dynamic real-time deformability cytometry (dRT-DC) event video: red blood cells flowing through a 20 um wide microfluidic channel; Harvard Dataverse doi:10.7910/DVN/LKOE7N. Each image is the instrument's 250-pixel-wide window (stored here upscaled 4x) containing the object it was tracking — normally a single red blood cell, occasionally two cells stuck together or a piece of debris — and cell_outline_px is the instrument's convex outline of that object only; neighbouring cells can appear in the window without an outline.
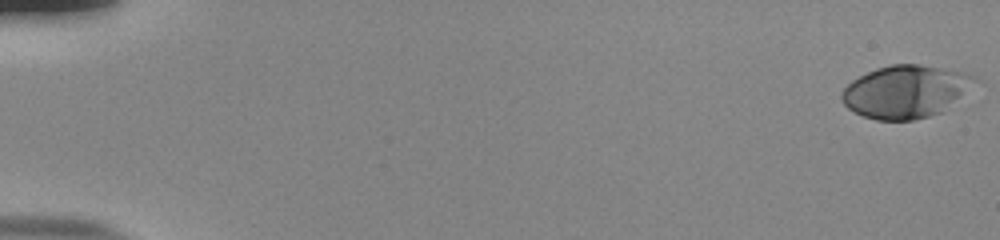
{"species": "human", "species_latin": "Homo sapiens", "temperature_condition": "room temperature", "stored_images_in_passage": 55, "camera_frame_rate_fps": 3000, "um_per_image_px": 0.085, "donor": {"sex": "male"}, "frame": {"image": 1, "passage_image": 1, "time_ms": 0.0, "image_size_px": [1000, 240], "cell_outline_px": [[972, 76], [960, 92], [944, 112], [912, 120], [876, 120], [864, 116], [848, 108], [844, 104], [840, 96], [844, 88], [852, 80], [876, 68], [892, 64], [920, 64], [964, 72]], "centroid_in_image_um": [76.82, 7.79], "position_along_channel_um": 8.2, "area_um2": 39.42}}
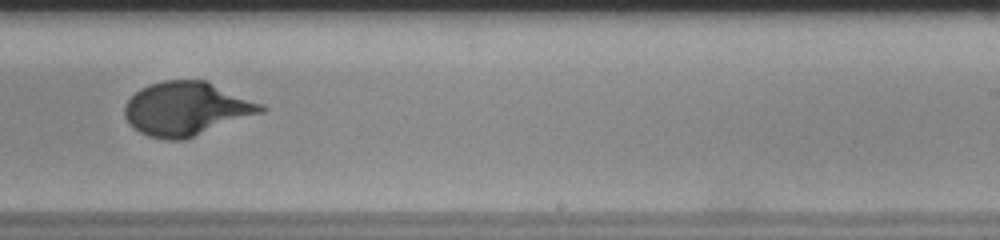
{"frame": {"image": 2, "passage_image": 36, "time_ms": 11.667, "image_size_px": [1000, 240], "cell_outline_px": [[268, 108], [264, 112], [184, 140], [168, 140], [148, 136], [132, 128], [124, 116], [124, 104], [140, 88], [148, 84], [164, 80], [208, 80], [264, 104]], "centroid_in_image_um": [15.87, 9.23], "position_along_channel_um": 273.1, "area_um2": 43.18}}
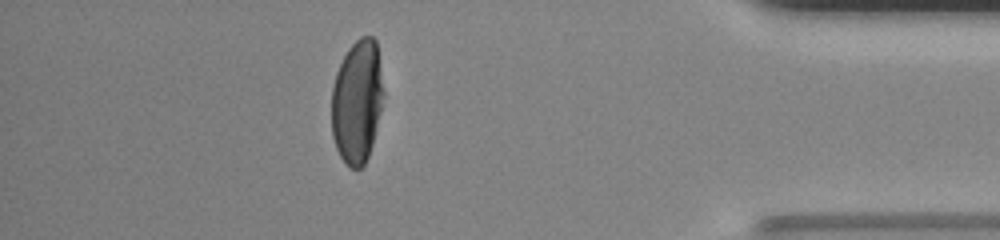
{"frame": {"image": 3, "passage_image": 49, "time_ms": 16.0, "image_size_px": [1000, 240], "cell_outline_px": [[384, 96], [372, 144], [368, 156], [364, 164], [360, 168], [352, 168], [340, 156], [336, 148], [332, 136], [332, 88], [336, 72], [348, 48], [360, 36], [372, 36], [376, 40], [384, 92]], "centroid_in_image_um": [30.35, 8.6], "position_along_channel_um": 404.8, "area_um2": 37.22}, "authors_computed_cell_mechanics": {"area_um2": 40.6912, "velocity_mm_per_s": 3.8284, "shape_relaxation_time_tau1_ms": 3.725, "shape_relaxation_time_tau2_ms": null, "deformation_change_tau1": 0.2062, "deformation_change_tau2": null}}